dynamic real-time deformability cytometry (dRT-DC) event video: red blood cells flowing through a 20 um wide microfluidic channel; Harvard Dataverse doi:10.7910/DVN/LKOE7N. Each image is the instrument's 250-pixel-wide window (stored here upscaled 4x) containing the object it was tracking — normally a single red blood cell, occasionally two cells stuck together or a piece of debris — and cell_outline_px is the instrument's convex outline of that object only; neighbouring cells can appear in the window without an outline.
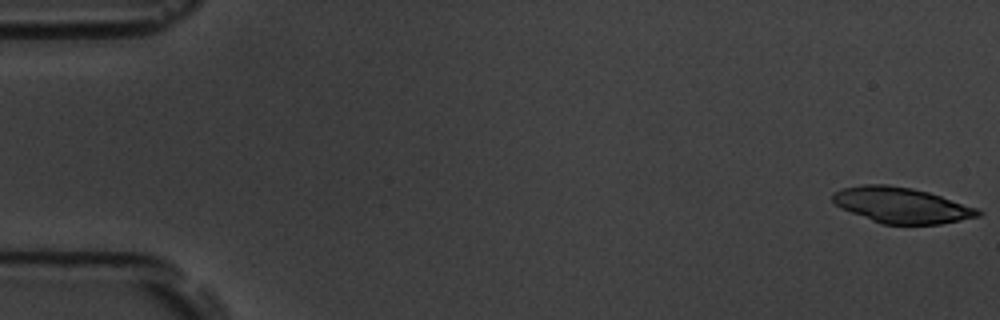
{"species": "common noctule bat (a hibernating species)", "species_latin": "Nyctalus noctula", "temperature_condition": "room temperature", "stored_images_in_passage": 7, "camera_frame_rate_fps": 3000, "um_per_image_px": 0.085, "animal": {"sex": "male", "body_mass_g": 19.5, "forearm_length_mm": 54.6}, "frame": {"image": 1, "passage_image": 1, "time_ms": 0.0, "image_size_px": [1000, 320], "cell_outline_px": [[984, 212], [980, 216], [940, 224], [884, 224], [872, 220], [840, 208], [832, 200], [832, 192], [844, 188], [864, 184], [888, 184], [912, 188], [928, 192], [976, 208]], "centroid_in_image_um": [76.61, 17.43], "position_along_channel_um": 8.4, "area_um2": 29.94}}